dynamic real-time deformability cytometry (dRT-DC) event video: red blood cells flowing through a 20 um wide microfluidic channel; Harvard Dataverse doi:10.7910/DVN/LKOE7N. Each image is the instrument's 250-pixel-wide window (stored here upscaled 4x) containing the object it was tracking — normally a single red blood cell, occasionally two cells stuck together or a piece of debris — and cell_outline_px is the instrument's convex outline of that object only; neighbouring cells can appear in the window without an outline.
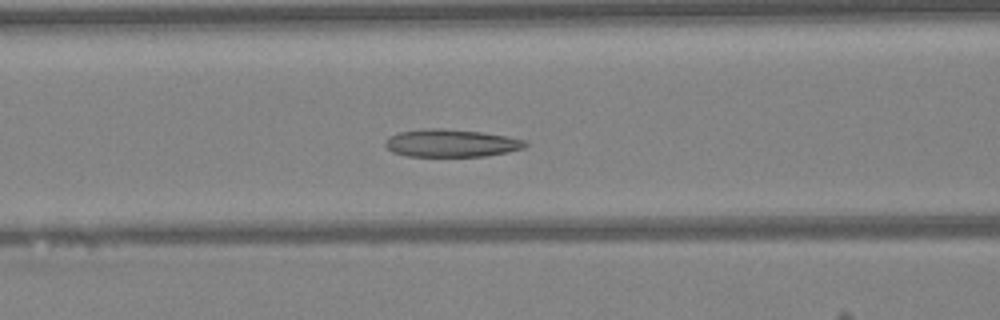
{"species": "Egyptian fruit bat (a non-hibernating species)", "species_latin": "Rousettus aegyptiacus", "temperature_condition": "warm", "stored_images_in_passage": 45, "camera_frame_rate_fps": 3000, "um_per_image_px": 0.085, "animal": {"sex": "female"}, "frame": {"image": 1, "passage_image": 17, "time_ms": 5.333, "image_size_px": [1000, 320], "cell_outline_px": [[528, 144], [524, 148], [508, 152], [484, 156], [404, 156], [392, 152], [384, 144], [392, 136], [400, 132], [428, 128], [440, 128], [480, 132], [528, 140]], "centroid_in_image_um": [38.38, 12.17], "position_along_channel_um": 128.2, "area_um2": 22.37}}
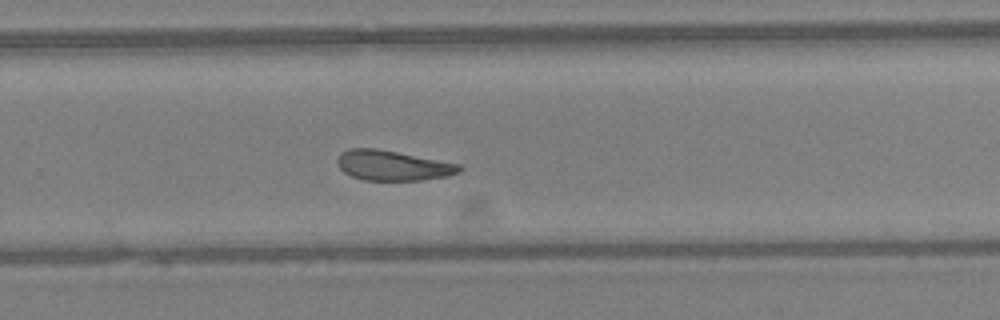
{"frame": {"image": 2, "passage_image": 29, "time_ms": 9.333, "image_size_px": [1000, 320], "cell_outline_px": [[464, 168], [460, 172], [448, 176], [420, 180], [364, 180], [352, 176], [344, 172], [336, 164], [336, 160], [340, 152], [348, 148], [376, 148], [460, 164]], "centroid_in_image_um": [33.36, 14.06], "position_along_channel_um": 296.4, "area_um2": 21.44}}
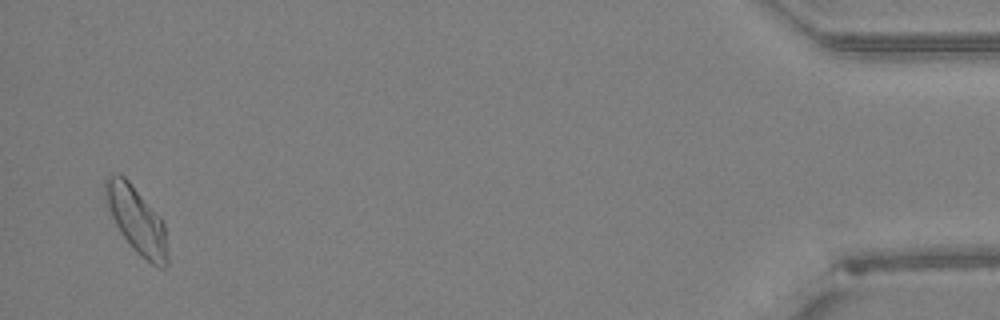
{"frame": {"image": 3, "passage_image": 44, "time_ms": 14.333, "image_size_px": [1000, 320], "cell_outline_px": [[168, 264], [164, 268], [160, 268], [152, 264], [140, 256], [132, 248], [120, 232], [104, 204], [104, 180], [108, 176], [116, 172], [120, 172], [128, 180], [164, 224], [168, 252]], "centroid_in_image_um": [11.56, 18.71], "position_along_channel_um": 423.6, "area_um2": 24.16}, "authors_computed_cell_mechanics": {"area_um2": 22.542, "velocity_mm_per_s": 4.2285, "shape_relaxation_time_tau1_ms": null, "shape_relaxation_time_tau2_ms": 2.6229, "deformation_change_tau1": null, "deformation_change_tau2": 0.1079}}